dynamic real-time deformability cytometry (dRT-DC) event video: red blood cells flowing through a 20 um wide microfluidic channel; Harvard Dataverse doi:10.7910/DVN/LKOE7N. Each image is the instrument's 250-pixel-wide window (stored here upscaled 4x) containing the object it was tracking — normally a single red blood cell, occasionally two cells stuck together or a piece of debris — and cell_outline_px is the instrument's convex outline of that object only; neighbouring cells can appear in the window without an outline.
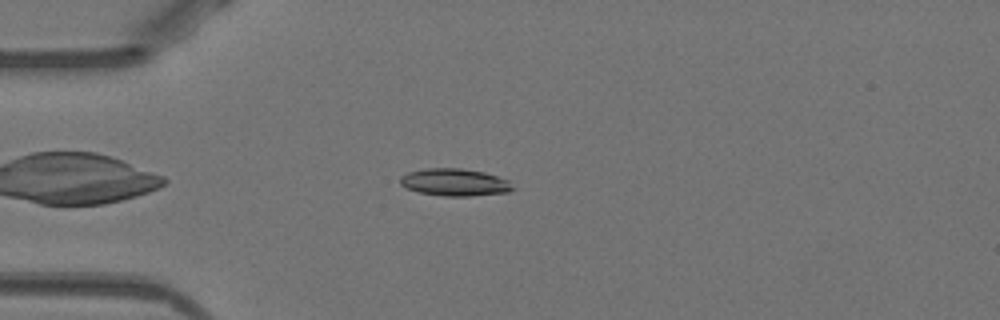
{"species": "Egyptian fruit bat (a non-hibernating species)", "species_latin": "Rousettus aegyptiacus", "temperature_condition": "warm", "stored_images_in_passage": 44, "camera_frame_rate_fps": 3000, "um_per_image_px": 0.085, "animal": {"sex": "female"}, "frame": {"image": 1, "passage_image": 6, "time_ms": 1.667, "image_size_px": [1000, 320], "cell_outline_px": [[516, 188], [508, 192], [468, 196], [444, 196], [420, 192], [408, 188], [400, 184], [400, 176], [408, 172], [428, 168], [460, 168], [484, 172], [508, 180]], "centroid_in_image_um": [38.66, 15.49], "position_along_channel_um": 46.3, "area_um2": 17.8}}
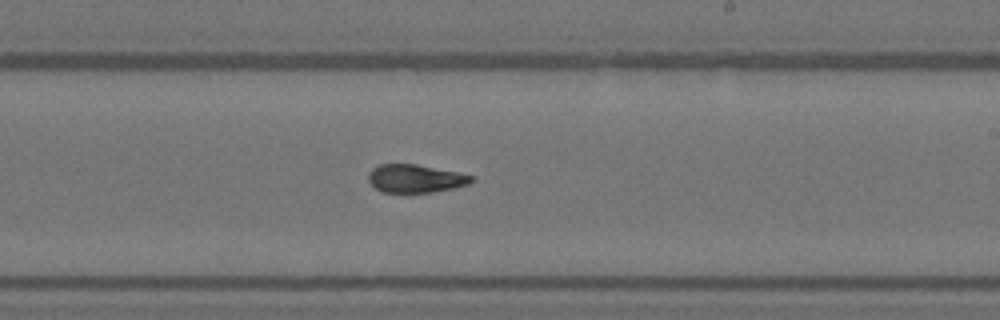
{"frame": {"image": 2, "passage_image": 23, "time_ms": 7.333, "image_size_px": [1000, 320], "cell_outline_px": [[472, 180], [468, 184], [452, 188], [432, 192], [384, 192], [376, 188], [368, 180], [368, 172], [372, 168], [380, 164], [416, 164], [456, 172], [472, 176]], "centroid_in_image_um": [35.26, 15.17], "position_along_channel_um": 253.7, "area_um2": 16.59}}
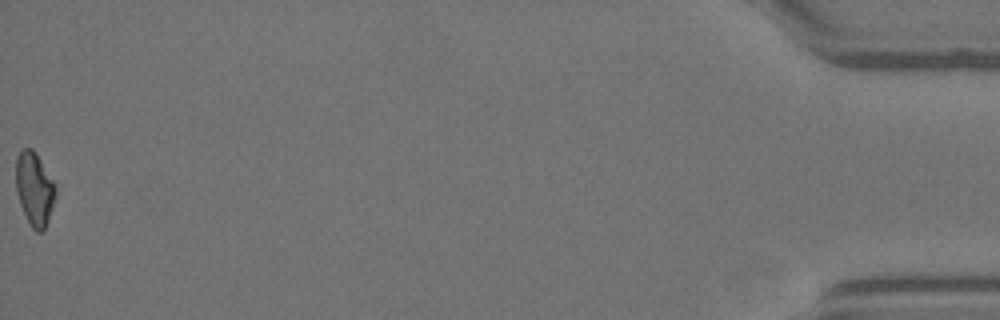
{"frame": {"image": 3, "passage_image": 44, "time_ms": 14.333, "image_size_px": [1000, 320], "cell_outline_px": [[56, 196], [48, 220], [44, 228], [40, 232], [36, 232], [32, 228], [20, 204], [16, 192], [16, 156], [24, 148], [32, 148], [36, 152], [56, 184]], "centroid_in_image_um": [2.94, 16.02], "position_along_channel_um": 432.3, "area_um2": 16.99}, "authors_computed_cell_mechanics": {"area_um2": 17.5712, "velocity_mm_per_s": 3.9687, "shape_relaxation_time_tau1_ms": 8.1883, "shape_relaxation_time_tau2_ms": 0.7292, "deformation_change_tau1": 0.2508, "deformation_change_tau2": 0.0539}}